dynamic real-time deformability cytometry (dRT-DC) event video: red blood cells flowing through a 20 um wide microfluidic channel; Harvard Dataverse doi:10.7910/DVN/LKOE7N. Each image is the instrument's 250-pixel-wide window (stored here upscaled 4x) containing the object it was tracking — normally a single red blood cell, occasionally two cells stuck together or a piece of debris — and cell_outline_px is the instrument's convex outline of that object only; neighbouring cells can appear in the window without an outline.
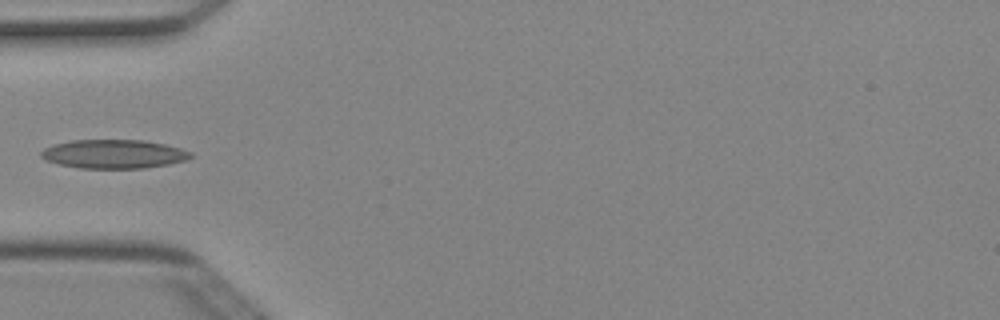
{"species": "Egyptian fruit bat (a non-hibernating species)", "species_latin": "Rousettus aegyptiacus", "temperature_condition": "cold", "stored_images_in_passage": 35, "camera_frame_rate_fps": 3000, "um_per_image_px": 0.085, "animal": {"sex": "female"}, "frame": {"image": 1, "passage_image": 1, "time_ms": 0.0, "image_size_px": [1000, 320], "cell_outline_px": [[192, 156], [184, 160], [168, 164], [144, 168], [80, 168], [60, 164], [44, 160], [40, 156], [40, 152], [44, 148], [52, 144], [72, 140], [144, 140], [164, 144], [180, 148], [192, 152]], "centroid_in_image_um": [9.63, 13.08], "position_along_channel_um": 75.4, "area_um2": 25.09}}
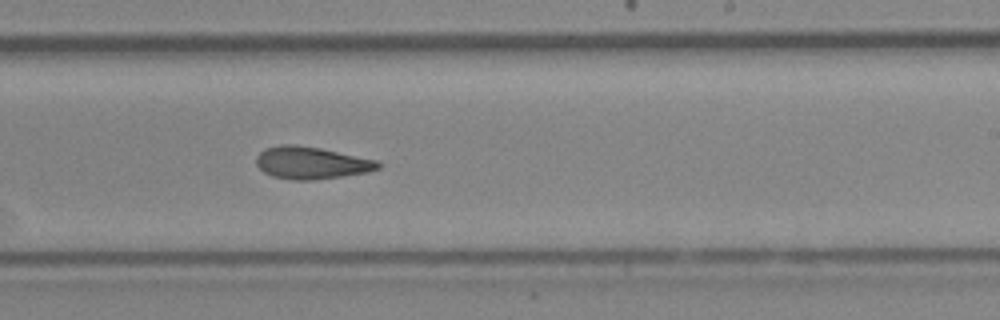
{"frame": {"image": 2, "passage_image": 15, "time_ms": 4.667, "image_size_px": [1000, 320], "cell_outline_px": [[384, 164], [380, 168], [368, 172], [312, 180], [292, 180], [272, 176], [264, 172], [256, 164], [256, 156], [264, 148], [280, 144], [292, 144], [320, 148], [380, 160]], "centroid_in_image_um": [26.49, 13.83], "position_along_channel_um": 262.5, "area_um2": 23.12}}
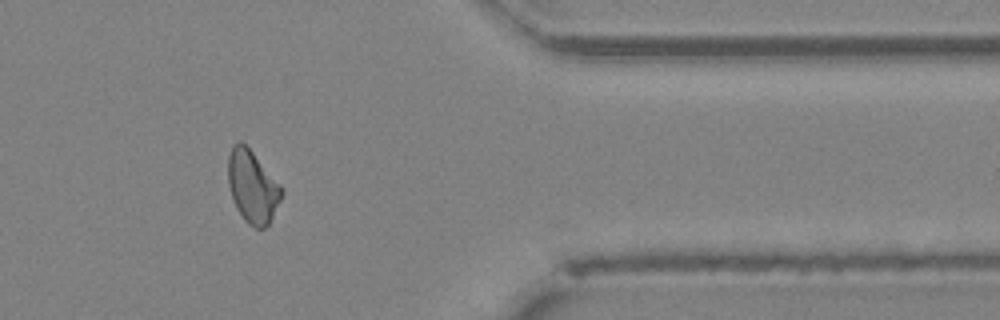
{"frame": {"image": 3, "passage_image": 26, "time_ms": 8.333, "image_size_px": [1000, 320], "cell_outline_px": [[284, 192], [268, 224], [264, 228], [256, 228], [248, 224], [244, 220], [236, 208], [228, 184], [228, 156], [232, 148], [240, 140], [252, 152], [284, 188]], "centroid_in_image_um": [21.46, 15.88], "position_along_channel_um": 389.9, "area_um2": 22.25}}